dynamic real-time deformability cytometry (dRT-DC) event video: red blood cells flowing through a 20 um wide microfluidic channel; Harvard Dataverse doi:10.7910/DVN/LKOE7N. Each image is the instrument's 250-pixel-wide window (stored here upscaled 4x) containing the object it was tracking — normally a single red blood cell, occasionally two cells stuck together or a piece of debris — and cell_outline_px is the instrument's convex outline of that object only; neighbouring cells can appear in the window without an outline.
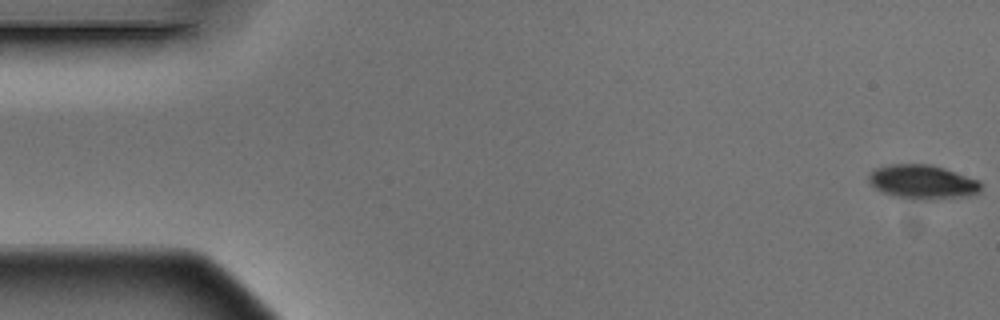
{"species": "Egyptian fruit bat (a non-hibernating species)", "species_latin": "Rousettus aegyptiacus", "temperature_condition": "warm", "stored_images_in_passage": 5, "camera_frame_rate_fps": 3000, "um_per_image_px": 0.085, "animal": {"sex": "male"}, "frame": {"image": 1, "passage_image": 1, "time_ms": 0.0, "image_size_px": [1000, 320], "cell_outline_px": [[980, 192], [968, 196], [928, 200], [912, 200], [884, 192], [876, 188], [868, 180], [868, 176], [876, 168], [888, 164], [932, 164], [980, 180]], "centroid_in_image_um": [78.45, 15.46], "position_along_channel_um": 6.6, "area_um2": 22.31}}
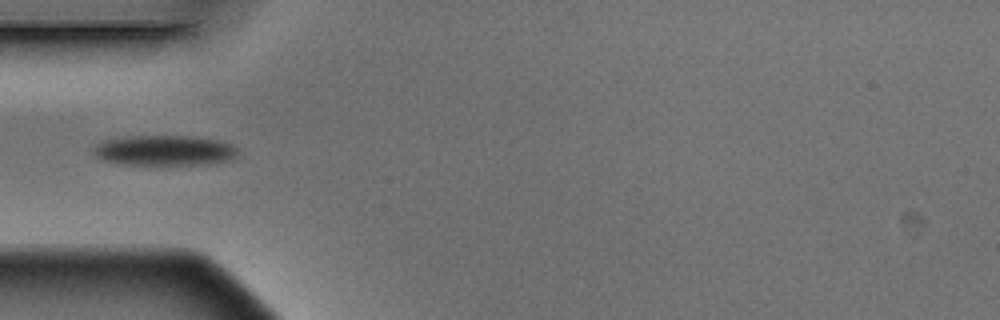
{"frame": {"image": 2, "passage_image": 5, "time_ms": 1.333, "image_size_px": [1000, 320], "cell_outline_px": [[240, 152], [232, 160], [208, 164], [120, 164], [100, 160], [92, 152], [92, 148], [96, 144], [104, 140], [128, 136], [192, 136], [216, 140], [232, 144]], "centroid_in_image_um": [13.96, 12.79], "position_along_channel_um": 71.0, "area_um2": 25.66}}